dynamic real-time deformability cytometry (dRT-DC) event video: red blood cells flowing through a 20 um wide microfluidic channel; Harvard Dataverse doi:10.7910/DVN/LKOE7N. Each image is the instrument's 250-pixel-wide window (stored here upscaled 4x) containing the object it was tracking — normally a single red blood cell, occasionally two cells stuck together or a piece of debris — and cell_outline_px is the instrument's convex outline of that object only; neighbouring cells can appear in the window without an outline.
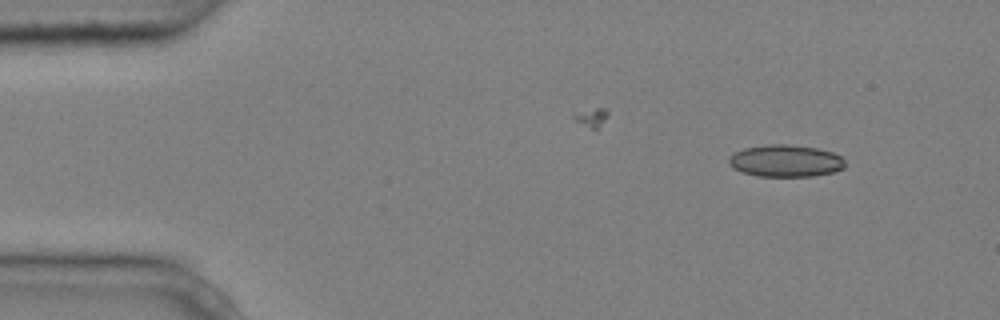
{"species": "common noctule bat (a hibernating species)", "species_latin": "Nyctalus noctula", "temperature_condition": "cold", "stored_images_in_passage": 3, "camera_frame_rate_fps": 3000, "um_per_image_px": 0.085, "animal": {"sex": "male", "body_mass_g": 20.4}, "frame": {"image": 1, "passage_image": 1, "time_ms": 0.0, "image_size_px": [1000, 320], "cell_outline_px": [[844, 168], [832, 172], [812, 176], [756, 176], [732, 168], [728, 164], [728, 156], [744, 148], [768, 144], [784, 144], [816, 148], [832, 152], [840, 156], [844, 160]], "centroid_in_image_um": [66.74, 13.67], "position_along_channel_um": 18.3, "area_um2": 21.62}}